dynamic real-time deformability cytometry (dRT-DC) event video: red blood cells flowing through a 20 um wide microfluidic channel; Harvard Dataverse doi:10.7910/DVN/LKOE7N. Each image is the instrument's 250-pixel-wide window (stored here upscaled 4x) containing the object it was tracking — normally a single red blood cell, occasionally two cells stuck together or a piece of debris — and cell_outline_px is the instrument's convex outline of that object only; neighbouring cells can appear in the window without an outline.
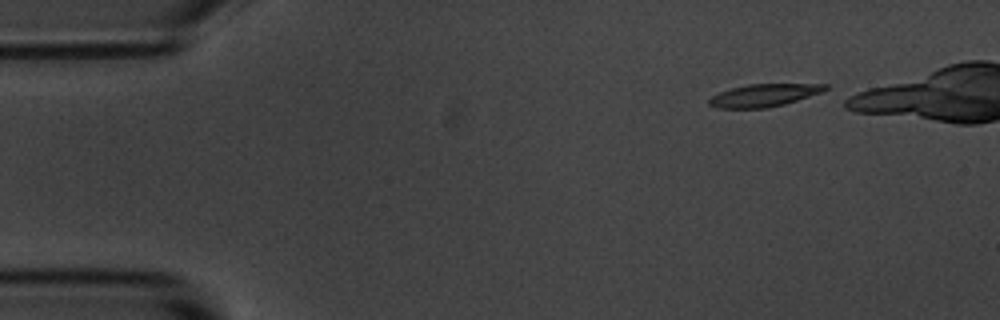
{"species": "common noctule bat (a hibernating species)", "species_latin": "Nyctalus noctula", "temperature_condition": "room temperature", "stored_images_in_passage": 11, "camera_frame_rate_fps": 3000, "um_per_image_px": 0.085, "animal": {"sex": "male", "body_mass_g": 20.1, "forearm_length_mm": 53.5}, "frame": {"image": 1, "passage_image": 2, "time_ms": 0.333, "image_size_px": [1000, 320], "cell_outline_px": [[828, 88], [820, 92], [784, 104], [768, 108], [716, 108], [708, 104], [708, 100], [712, 96], [720, 92], [732, 88], [748, 84], [828, 84]], "centroid_in_image_um": [64.89, 8.1], "position_along_channel_um": 20.1, "area_um2": 15.09}}